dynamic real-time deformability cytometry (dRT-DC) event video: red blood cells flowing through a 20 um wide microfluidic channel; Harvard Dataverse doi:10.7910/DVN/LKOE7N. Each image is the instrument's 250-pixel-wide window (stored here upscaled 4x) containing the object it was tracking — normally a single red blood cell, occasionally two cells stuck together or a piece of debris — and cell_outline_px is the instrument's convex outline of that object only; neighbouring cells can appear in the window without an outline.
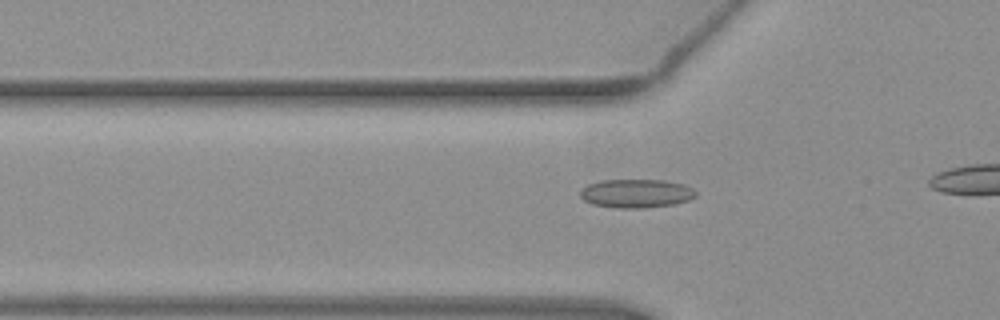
{"species": "common noctule bat (a hibernating species)", "species_latin": "Nyctalus noctula", "temperature_condition": "warm", "stored_images_in_passage": 14, "camera_frame_rate_fps": 3000, "um_per_image_px": 0.085, "animal": {"sex": "female", "body_mass_g": 19.3, "forearm_length_mm": 54.1}, "frame": {"image": 1, "passage_image": 8, "time_ms": 2.333, "image_size_px": [1000, 320], "cell_outline_px": [[696, 196], [688, 200], [672, 204], [644, 208], [616, 208], [592, 204], [584, 200], [580, 196], [580, 192], [588, 184], [600, 180], [664, 180], [684, 184], [692, 188], [696, 192]], "centroid_in_image_um": [54.07, 16.44], "position_along_channel_um": 71.7, "area_um2": 19.25}}
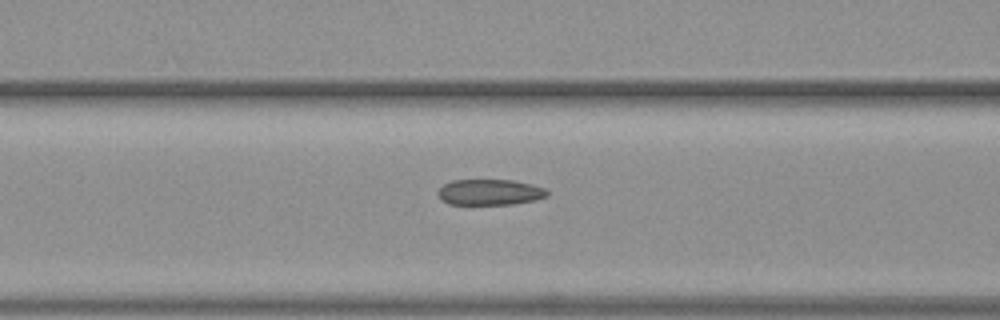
{"frame": {"image": 2, "passage_image": 12, "time_ms": 3.667, "image_size_px": [1000, 320], "cell_outline_px": [[548, 196], [532, 200], [512, 204], [448, 204], [440, 200], [436, 192], [444, 184], [452, 180], [512, 180], [532, 184], [544, 188], [548, 192]], "centroid_in_image_um": [41.59, 16.33], "position_along_channel_um": 125.0, "area_um2": 16.42}}